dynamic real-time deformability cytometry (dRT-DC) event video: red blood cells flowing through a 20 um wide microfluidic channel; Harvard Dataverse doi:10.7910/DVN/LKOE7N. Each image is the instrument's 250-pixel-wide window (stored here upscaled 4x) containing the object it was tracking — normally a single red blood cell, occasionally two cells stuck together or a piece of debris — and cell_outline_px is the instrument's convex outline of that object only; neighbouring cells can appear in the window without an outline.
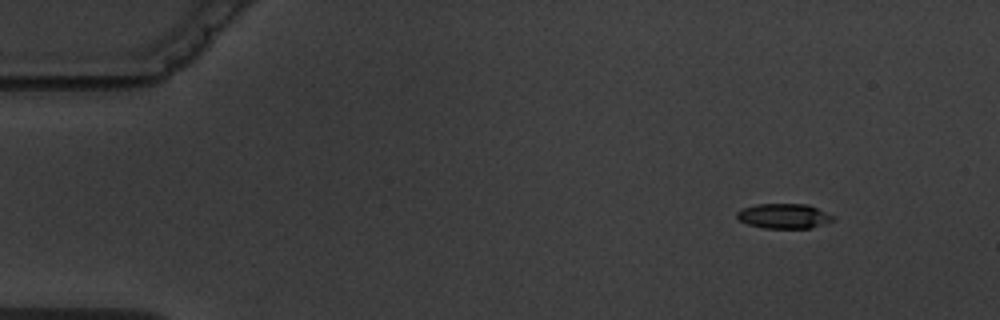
{"species": "common noctule bat (a hibernating species)", "species_latin": "Nyctalus noctula", "temperature_condition": "warm", "stored_images_in_passage": 4, "camera_frame_rate_fps": 3000, "um_per_image_px": 0.085, "animal": {"sex": "male", "body_mass_g": 19.5, "forearm_length_mm": 54.6}, "frame": {"image": 1, "passage_image": 1, "time_ms": 0.0, "image_size_px": [1000, 320], "cell_outline_px": [[836, 220], [808, 228], [764, 228], [748, 224], [740, 220], [736, 216], [736, 212], [740, 208], [756, 204], [808, 204], [836, 216]], "centroid_in_image_um": [66.64, 18.35], "position_along_channel_um": 18.4, "area_um2": 14.05}}
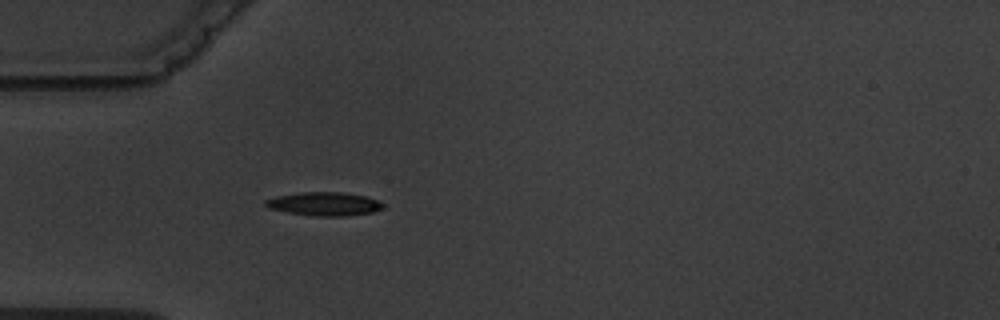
{"frame": {"image": 2, "passage_image": 4, "time_ms": 3.667, "image_size_px": [1000, 320], "cell_outline_px": [[384, 208], [372, 212], [344, 216], [316, 216], [288, 212], [268, 208], [264, 204], [264, 200], [276, 196], [300, 192], [340, 192], [364, 196], [376, 200], [384, 204]], "centroid_in_image_um": [27.53, 17.33], "position_along_channel_um": 57.5, "area_um2": 16.01}}